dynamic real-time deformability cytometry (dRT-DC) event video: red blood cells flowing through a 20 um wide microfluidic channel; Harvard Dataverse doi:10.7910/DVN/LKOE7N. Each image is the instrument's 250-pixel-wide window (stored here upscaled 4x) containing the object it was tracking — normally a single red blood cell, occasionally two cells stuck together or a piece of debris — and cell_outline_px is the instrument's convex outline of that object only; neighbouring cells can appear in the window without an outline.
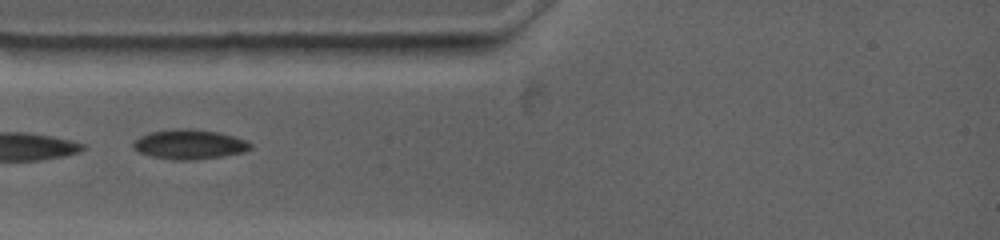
{"species": "common noctule bat (a hibernating species)", "species_latin": "Nyctalus noctula", "temperature_condition": "warm", "stored_images_in_passage": 5, "camera_frame_rate_fps": 4500, "um_per_image_px": 0.085, "animal": {"sex": "female", "body_mass_g": 19.0, "forearm_length_mm": 53.3}, "frame": {"image": 1, "passage_image": 1, "time_ms": 0.0, "image_size_px": [1000, 240], "cell_outline_px": [[252, 148], [244, 152], [220, 156], [188, 160], [176, 160], [152, 156], [140, 152], [132, 148], [132, 144], [140, 136], [148, 132], [172, 128], [192, 128], [220, 132], [244, 140], [252, 144]], "centroid_in_image_um": [16.07, 12.24], "position_along_channel_um": 68.9, "area_um2": 20.23}}
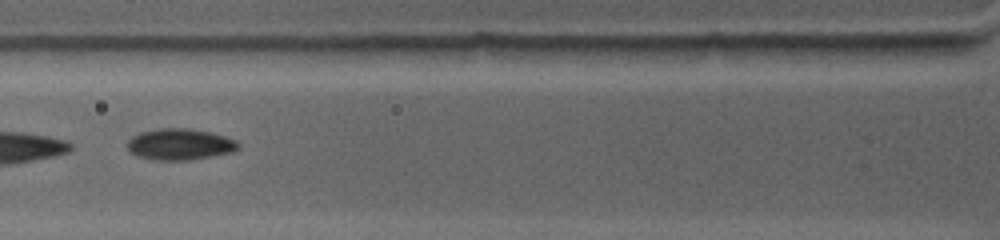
{"frame": {"image": 2, "passage_image": 2, "time_ms": 1.111, "image_size_px": [1000, 240], "cell_outline_px": [[240, 148], [232, 152], [184, 160], [160, 160], [136, 156], [128, 148], [128, 140], [132, 136], [140, 132], [160, 128], [188, 128], [212, 132], [236, 140], [240, 144]], "centroid_in_image_um": [15.3, 12.25], "position_along_channel_um": 110.5, "area_um2": 20.06}}